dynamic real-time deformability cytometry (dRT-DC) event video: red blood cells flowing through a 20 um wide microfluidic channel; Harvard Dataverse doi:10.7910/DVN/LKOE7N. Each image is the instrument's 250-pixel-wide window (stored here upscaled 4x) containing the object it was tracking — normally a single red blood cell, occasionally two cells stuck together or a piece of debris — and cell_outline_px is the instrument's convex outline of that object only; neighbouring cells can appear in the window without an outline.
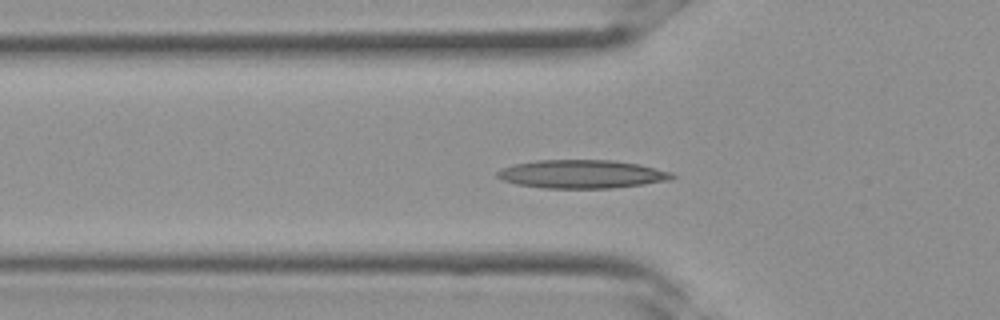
{"species": "Egyptian fruit bat (a non-hibernating species)", "species_latin": "Rousettus aegyptiacus", "temperature_condition": "room temperature", "stored_images_in_passage": 34, "segment_of_instrument_passage": [1, 2], "camera_frame_rate_fps": 3000, "um_per_image_px": 0.085, "frame": {"image": 1, "passage_image": 11, "time_ms": 3.333, "image_size_px": [1000, 320], "cell_outline_px": [[676, 176], [668, 180], [644, 184], [612, 188], [544, 188], [516, 184], [504, 180], [496, 176], [496, 172], [500, 168], [516, 164], [536, 160], [616, 160], [640, 164], [672, 172]], "centroid_in_image_um": [49.46, 14.79], "position_along_channel_um": 76.3, "area_um2": 28.96}}
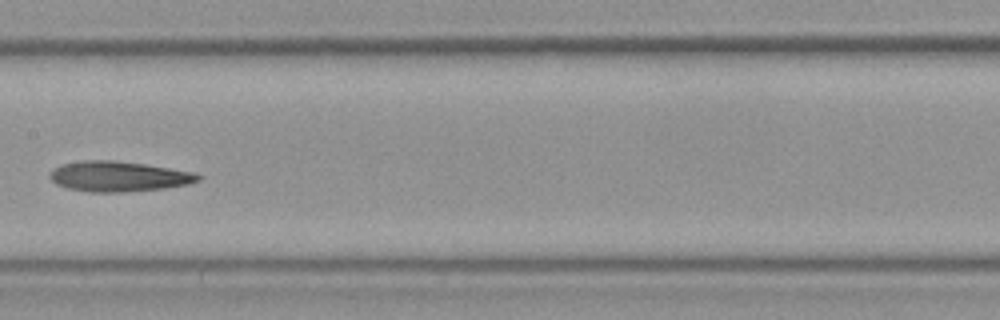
{"frame": {"image": 2, "passage_image": 17, "time_ms": 5.333, "image_size_px": [1000, 320], "cell_outline_px": [[204, 176], [200, 180], [188, 184], [164, 188], [124, 192], [92, 192], [68, 188], [56, 184], [48, 176], [52, 168], [60, 164], [80, 160], [112, 160], [144, 164], [192, 172]], "centroid_in_image_um": [10.04, 14.99], "position_along_channel_um": 197.4, "area_um2": 26.18}}
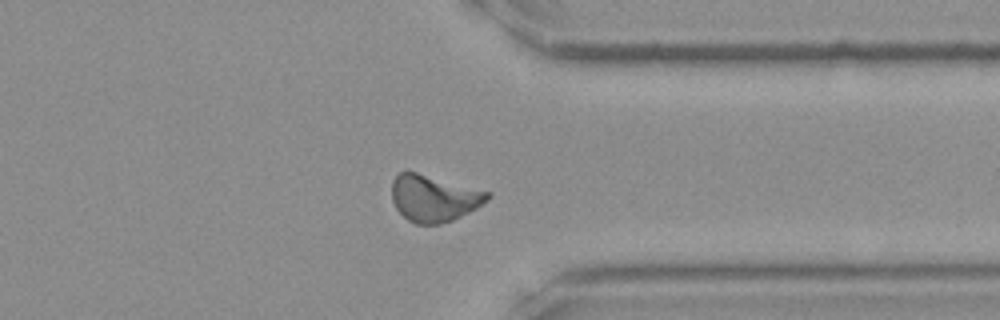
{"frame": {"image": 3, "passage_image": 26, "time_ms": 8.333, "image_size_px": [1000, 320], "cell_outline_px": [[492, 196], [488, 200], [476, 208], [452, 220], [440, 224], [416, 224], [408, 220], [396, 208], [392, 200], [392, 180], [404, 168], [492, 192]], "centroid_in_image_um": [36.87, 16.81], "position_along_channel_um": 374.5, "area_um2": 26.36}}